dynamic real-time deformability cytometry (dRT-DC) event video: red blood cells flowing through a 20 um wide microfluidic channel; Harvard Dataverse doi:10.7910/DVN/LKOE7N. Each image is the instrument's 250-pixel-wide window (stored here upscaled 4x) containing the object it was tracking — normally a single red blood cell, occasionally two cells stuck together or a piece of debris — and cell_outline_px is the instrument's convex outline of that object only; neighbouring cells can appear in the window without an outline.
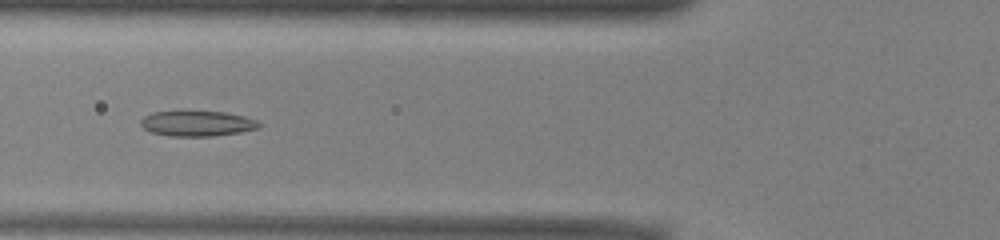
{"species": "common noctule bat (a hibernating species)", "species_latin": "Nyctalus noctula", "temperature_condition": "warm", "stored_images_in_passage": 47, "camera_frame_rate_fps": 3000, "um_per_image_px": 0.085, "animal": {"sex": "male", "body_mass_g": 13.0, "forearm_length_mm": 53.1}, "frame": {"image": 1, "passage_image": 15, "time_ms": 4.667, "image_size_px": [1000, 240], "cell_outline_px": [[260, 128], [240, 132], [212, 136], [168, 136], [152, 132], [144, 128], [140, 124], [140, 120], [144, 116], [152, 112], [224, 112], [244, 116], [256, 120], [260, 124]], "centroid_in_image_um": [16.76, 10.51], "position_along_channel_um": 109.0, "area_um2": 17.28}}
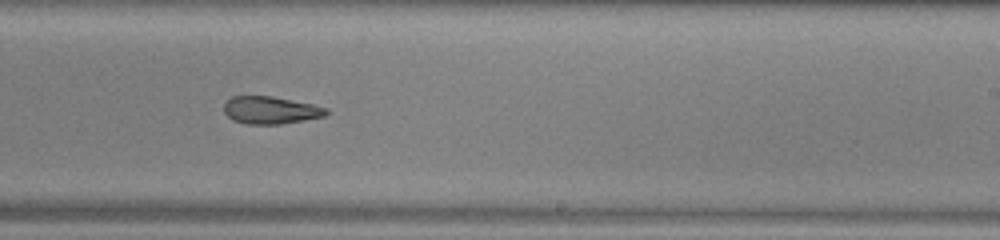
{"frame": {"image": 2, "passage_image": 27, "time_ms": 8.667, "image_size_px": [1000, 240], "cell_outline_px": [[328, 112], [324, 116], [304, 120], [280, 124], [248, 124], [232, 120], [224, 112], [224, 104], [232, 96], [272, 96], [312, 104], [328, 108]], "centroid_in_image_um": [22.99, 9.36], "position_along_channel_um": 266.0, "area_um2": 16.3}}
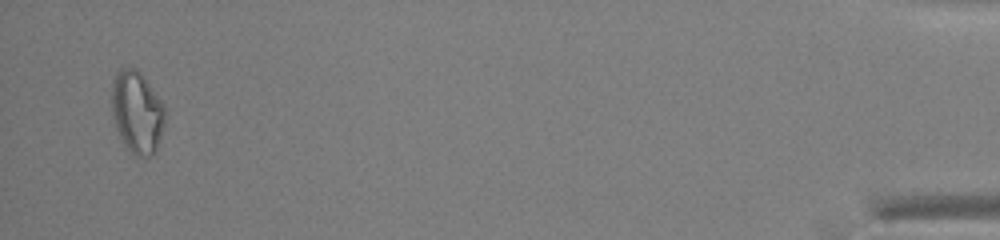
{"frame": {"image": 3, "passage_image": 46, "time_ms": 15.0, "image_size_px": [1000, 240], "cell_outline_px": [[164, 128], [156, 152], [152, 156], [136, 156], [124, 144], [116, 128], [112, 116], [112, 80], [116, 72], [120, 68], [136, 68], [140, 72], [164, 104]], "centroid_in_image_um": [11.65, 9.53], "position_along_channel_um": 423.6, "area_um2": 25.61}, "authors_computed_cell_mechanics": {"area_um2": 18.5538, "velocity_mm_per_s": 3.9321, "shape_relaxation_time_tau1_ms": null, "shape_relaxation_time_tau2_ms": 3.4802, "deformation_change_tau1": null, "deformation_change_tau2": 0.1084}}